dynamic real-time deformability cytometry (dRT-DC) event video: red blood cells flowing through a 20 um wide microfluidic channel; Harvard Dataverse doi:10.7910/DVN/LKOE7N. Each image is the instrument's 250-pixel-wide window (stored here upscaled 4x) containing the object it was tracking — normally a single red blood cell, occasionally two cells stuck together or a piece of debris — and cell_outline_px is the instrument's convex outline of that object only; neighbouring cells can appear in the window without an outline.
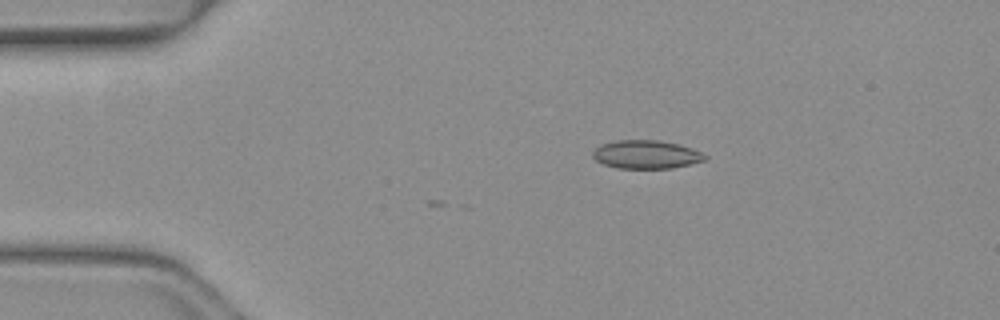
{"species": "common noctule bat (a hibernating species)", "species_latin": "Nyctalus noctula", "temperature_condition": "warm", "stored_images_in_passage": 4, "camera_frame_rate_fps": 3000, "um_per_image_px": 0.085, "animal": {"sex": "female", "body_mass_g": 19.3, "forearm_length_mm": 54.1}, "frame": {"image": 1, "passage_image": 4, "time_ms": 1.0, "image_size_px": [1000, 320], "cell_outline_px": [[708, 156], [704, 160], [672, 168], [616, 168], [604, 164], [596, 160], [592, 156], [592, 152], [600, 144], [616, 140], [656, 140], [676, 144], [692, 148]], "centroid_in_image_um": [54.88, 13.13], "position_along_channel_um": 30.1, "area_um2": 18.38}}